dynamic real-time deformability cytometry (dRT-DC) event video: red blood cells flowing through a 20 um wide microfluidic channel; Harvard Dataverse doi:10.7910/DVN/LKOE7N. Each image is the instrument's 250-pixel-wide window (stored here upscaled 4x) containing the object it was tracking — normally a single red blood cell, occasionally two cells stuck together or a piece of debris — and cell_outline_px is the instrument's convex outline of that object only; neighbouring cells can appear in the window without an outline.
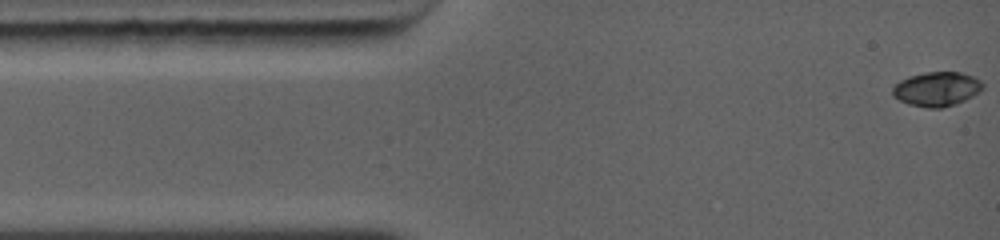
{"species": "common noctule bat (a hibernating species)", "species_latin": "Nyctalus noctula", "temperature_condition": "warm", "stored_images_in_passage": 32, "camera_frame_rate_fps": 5000, "um_per_image_px": 0.085, "animal": {"sex": "female", "body_mass_g": 19.0, "forearm_length_mm": 56.7}, "frame": {"image": 1, "passage_image": 1, "time_ms": 0.0, "image_size_px": [1000, 240], "cell_outline_px": [[984, 84], [976, 92], [964, 100], [940, 108], [932, 108], [912, 104], [900, 100], [892, 96], [892, 88], [900, 80], [908, 76], [928, 72], [960, 72], [972, 76], [980, 80]], "centroid_in_image_um": [79.58, 7.54], "position_along_channel_um": 5.4, "area_um2": 17.51}}
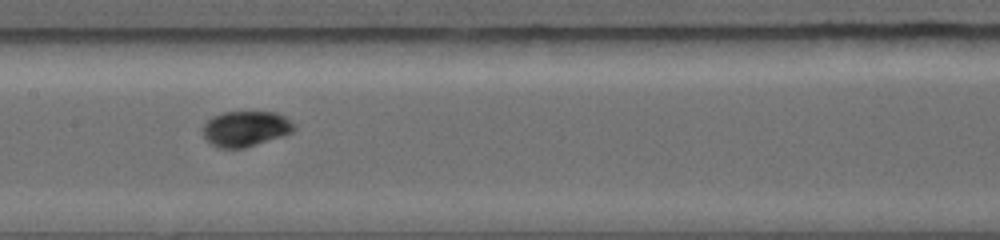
{"frame": {"image": 2, "passage_image": 14, "time_ms": 5.8, "image_size_px": [1000, 240], "cell_outline_px": [[292, 132], [244, 148], [220, 148], [212, 144], [204, 136], [204, 124], [212, 116], [224, 112], [276, 112], [284, 116], [292, 124]], "centroid_in_image_um": [20.83, 10.93], "position_along_channel_um": 186.6, "area_um2": 18.32}}
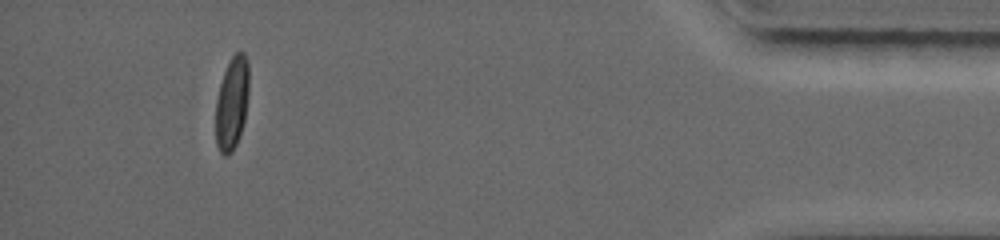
{"frame": {"image": 3, "passage_image": 28, "time_ms": 12.6, "image_size_px": [1000, 240], "cell_outline_px": [[248, 84], [244, 120], [236, 144], [224, 156], [220, 152], [216, 140], [216, 104], [220, 84], [224, 72], [232, 56], [236, 52], [244, 52], [248, 60]], "centroid_in_image_um": [19.71, 8.71], "position_along_channel_um": 415.5, "area_um2": 17.4}, "authors_computed_cell_mechanics": {"area_um2": 17.6868, "velocity_mm_per_s": 4.447, "shape_relaxation_time_tau1_ms": 2.7439, "shape_relaxation_time_tau2_ms": null, "deformation_change_tau1": 0.1579, "deformation_change_tau2": null}}